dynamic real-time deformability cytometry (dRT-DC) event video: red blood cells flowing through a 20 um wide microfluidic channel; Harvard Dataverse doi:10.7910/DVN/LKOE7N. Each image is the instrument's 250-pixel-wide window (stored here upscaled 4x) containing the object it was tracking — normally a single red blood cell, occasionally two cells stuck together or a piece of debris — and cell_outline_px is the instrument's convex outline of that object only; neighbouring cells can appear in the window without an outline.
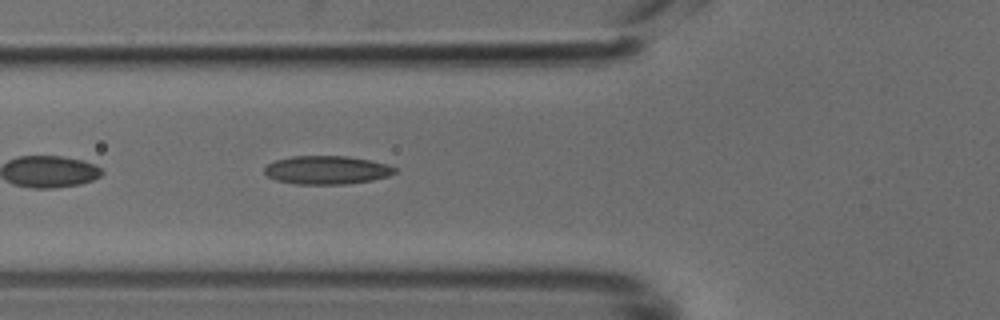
{"species": "common noctule bat (a hibernating species)", "species_latin": "Nyctalus noctula", "temperature_condition": "cold", "stored_images_in_passage": 37, "camera_frame_rate_fps": 3000, "um_per_image_px": 0.085, "animal": {"sex": "male", "body_mass_g": 18.8}, "frame": {"image": 1, "passage_image": 12, "time_ms": 3.667, "image_size_px": [1000, 320], "cell_outline_px": [[396, 172], [388, 176], [372, 180], [344, 184], [296, 184], [276, 180], [268, 176], [264, 172], [264, 168], [268, 164], [276, 160], [292, 156], [348, 156], [388, 164], [396, 168]], "centroid_in_image_um": [27.77, 14.45], "position_along_channel_um": 98.0, "area_um2": 21.5}}
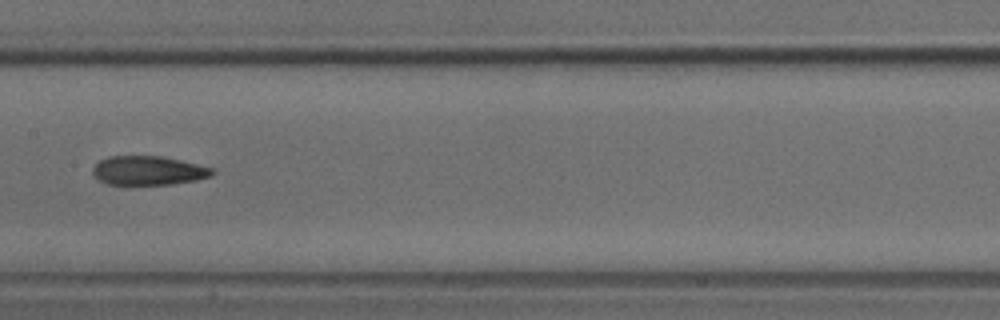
{"frame": {"image": 2, "passage_image": 19, "time_ms": 6.0, "image_size_px": [1000, 320], "cell_outline_px": [[216, 172], [212, 176], [196, 180], [172, 184], [108, 184], [100, 180], [92, 172], [92, 168], [100, 160], [108, 156], [160, 156], [180, 160], [216, 168]], "centroid_in_image_um": [12.66, 14.49], "position_along_channel_um": 194.7, "area_um2": 20.23}}
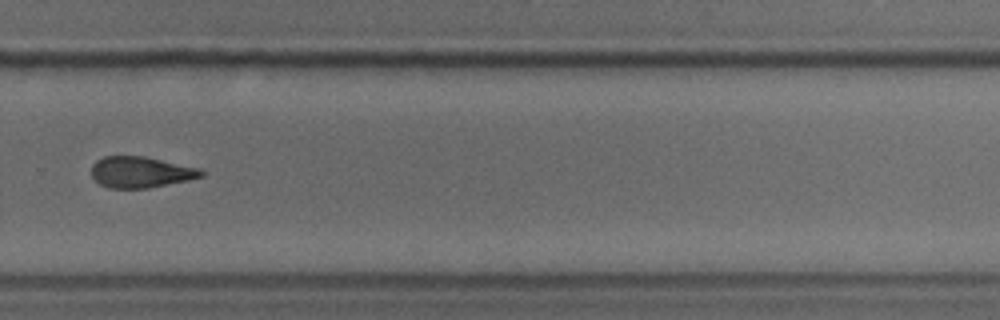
{"frame": {"image": 3, "passage_image": 28, "time_ms": 9.0, "image_size_px": [1000, 320], "cell_outline_px": [[204, 176], [188, 180], [148, 188], [108, 188], [100, 184], [92, 176], [92, 164], [96, 160], [104, 156], [144, 156], [200, 168], [204, 172]], "centroid_in_image_um": [11.96, 14.63], "position_along_channel_um": 317.8, "area_um2": 19.88}}